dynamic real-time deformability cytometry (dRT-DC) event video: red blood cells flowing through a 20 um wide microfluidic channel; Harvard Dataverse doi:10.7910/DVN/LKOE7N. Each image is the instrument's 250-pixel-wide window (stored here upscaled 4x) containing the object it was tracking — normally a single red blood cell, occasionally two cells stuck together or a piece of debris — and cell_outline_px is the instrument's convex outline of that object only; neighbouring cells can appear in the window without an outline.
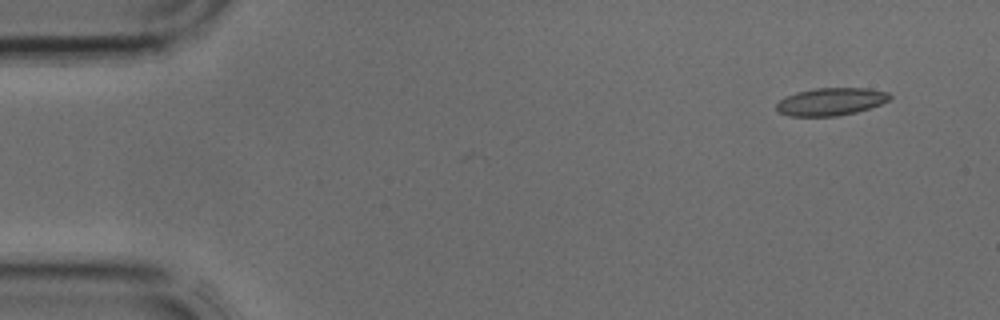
{"species": "common noctule bat (a hibernating species)", "species_latin": "Nyctalus noctula", "temperature_condition": "cold", "stored_images_in_passage": 4, "segment_of_instrument_passage": [2, 2], "camera_frame_rate_fps": 3000, "um_per_image_px": 0.085, "animal": {"sex": "male", "body_mass_g": 17.9, "forearm_length_mm": 54.2}, "frame": {"image": 1, "passage_image": 4, "time_ms": 1.0, "image_size_px": [1000, 320], "cell_outline_px": [[892, 96], [888, 100], [880, 104], [856, 112], [836, 116], [788, 116], [780, 112], [776, 108], [776, 104], [784, 96], [796, 92], [816, 88], [868, 88], [888, 92]], "centroid_in_image_um": [70.6, 8.63], "position_along_channel_um": 14.4, "area_um2": 18.21}}